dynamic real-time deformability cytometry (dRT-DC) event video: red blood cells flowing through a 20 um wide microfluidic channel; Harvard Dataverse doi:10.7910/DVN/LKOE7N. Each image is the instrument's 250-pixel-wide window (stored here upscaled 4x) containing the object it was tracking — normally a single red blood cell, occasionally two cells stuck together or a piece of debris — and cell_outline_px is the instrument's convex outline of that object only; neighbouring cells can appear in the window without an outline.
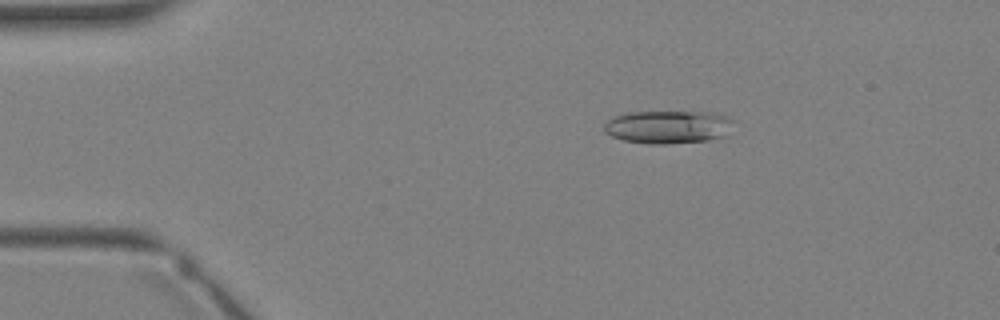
{"species": "Egyptian fruit bat (a non-hibernating species)", "species_latin": "Rousettus aegyptiacus", "temperature_condition": "warm", "stored_images_in_passage": 3, "camera_frame_rate_fps": 3000, "um_per_image_px": 0.085, "animal": {"sex": "female"}, "frame": {"image": 1, "passage_image": 2, "time_ms": 1.333, "image_size_px": [1000, 320], "cell_outline_px": [[736, 120], [728, 136], [708, 140], [664, 144], [652, 144], [624, 140], [612, 136], [604, 132], [604, 124], [608, 120], [624, 112], [712, 112], [728, 116]], "centroid_in_image_um": [56.86, 10.78], "position_along_channel_um": 28.1, "area_um2": 25.26}}